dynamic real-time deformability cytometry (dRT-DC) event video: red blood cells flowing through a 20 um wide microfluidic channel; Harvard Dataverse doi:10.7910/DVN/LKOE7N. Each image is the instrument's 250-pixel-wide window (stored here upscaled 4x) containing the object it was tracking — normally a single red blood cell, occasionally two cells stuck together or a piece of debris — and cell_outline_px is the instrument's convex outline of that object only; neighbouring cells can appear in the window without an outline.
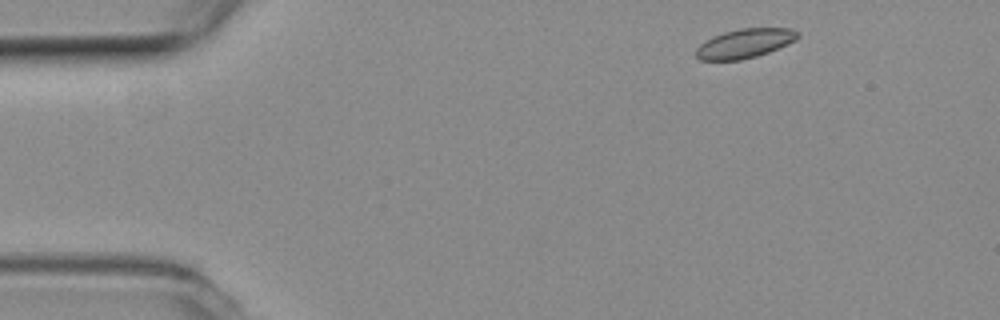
{"species": "common noctule bat (a hibernating species)", "species_latin": "Nyctalus noctula", "temperature_condition": "room temperature", "stored_images_in_passage": 4, "camera_frame_rate_fps": 3000, "um_per_image_px": 0.085, "animal": {"sex": "female", "body_mass_g": 19.3, "forearm_length_mm": 54.1}, "frame": {"image": 1, "passage_image": 1, "time_ms": 0.0, "image_size_px": [1000, 320], "cell_outline_px": [[800, 36], [796, 40], [788, 44], [768, 52], [756, 56], [740, 60], [700, 60], [696, 56], [696, 48], [704, 40], [712, 36], [724, 32], [740, 28], [792, 28], [800, 32]], "centroid_in_image_um": [63.31, 3.68], "position_along_channel_um": 21.7, "area_um2": 17.46}}
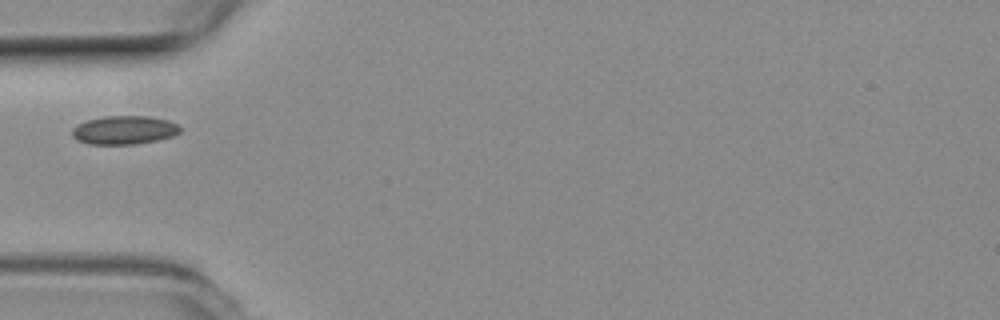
{"frame": {"image": 2, "passage_image": 4, "time_ms": 1.0, "image_size_px": [1000, 320], "cell_outline_px": [[180, 132], [172, 136], [156, 140], [136, 144], [88, 144], [76, 140], [72, 136], [72, 128], [76, 124], [88, 120], [104, 116], [148, 116], [168, 120], [180, 124]], "centroid_in_image_um": [10.54, 11.05], "position_along_channel_um": 74.5, "area_um2": 18.09}}